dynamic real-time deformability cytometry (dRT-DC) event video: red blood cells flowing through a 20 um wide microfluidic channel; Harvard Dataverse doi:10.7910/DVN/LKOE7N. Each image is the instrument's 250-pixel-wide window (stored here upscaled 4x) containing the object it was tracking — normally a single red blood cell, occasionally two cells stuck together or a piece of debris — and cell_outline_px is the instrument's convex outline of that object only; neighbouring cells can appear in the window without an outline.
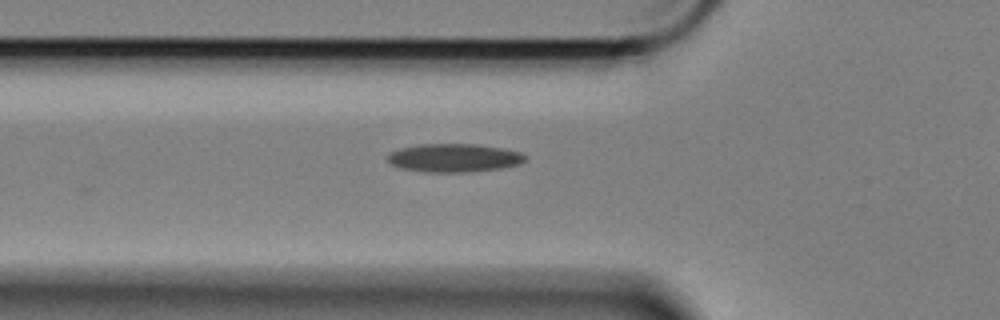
{"species": "Egyptian fruit bat (a non-hibernating species)", "species_latin": "Rousettus aegyptiacus", "temperature_condition": "cold", "stored_images_in_passage": 21, "camera_frame_rate_fps": 3000, "um_per_image_px": 0.085, "animal": {"sex": "female"}, "frame": {"image": 1, "passage_image": 2, "time_ms": 0.333, "image_size_px": [1000, 320], "cell_outline_px": [[524, 160], [520, 164], [500, 168], [464, 172], [424, 172], [400, 168], [392, 164], [388, 160], [388, 156], [392, 152], [400, 148], [420, 144], [476, 144], [504, 148], [520, 152], [524, 156]], "centroid_in_image_um": [38.58, 13.41], "position_along_channel_um": 87.2, "area_um2": 22.54}}
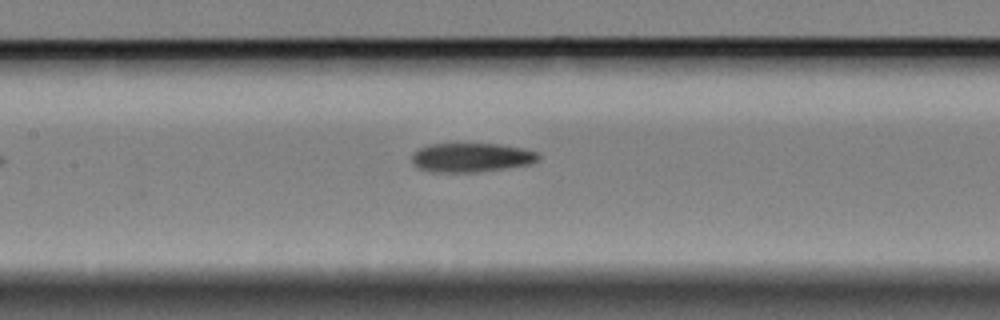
{"frame": {"image": 2, "passage_image": 9, "time_ms": 2.667, "image_size_px": [1000, 320], "cell_outline_px": [[540, 160], [528, 164], [504, 168], [476, 172], [432, 172], [416, 168], [412, 164], [412, 152], [428, 144], [496, 144], [524, 148], [536, 152], [540, 156]], "centroid_in_image_um": [40.01, 13.39], "position_along_channel_um": 167.4, "area_um2": 21.5}}
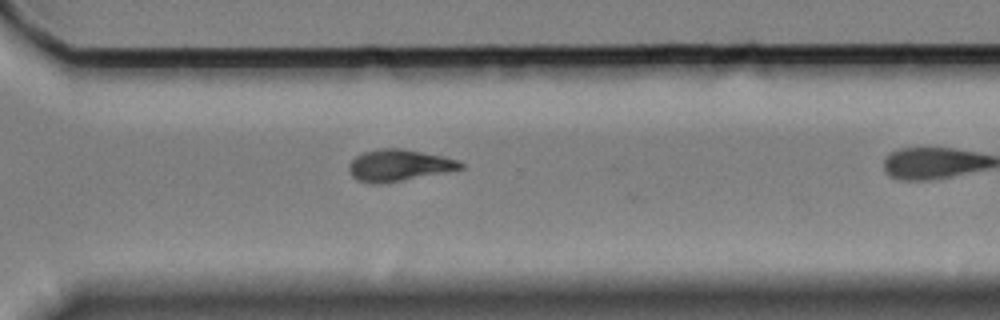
{"frame": {"image": 3, "passage_image": 20, "time_ms": 6.333, "image_size_px": [1000, 320], "cell_outline_px": [[464, 168], [380, 184], [372, 184], [356, 180], [348, 172], [348, 164], [356, 156], [364, 152], [380, 148], [400, 148], [444, 156], [456, 160], [464, 164]], "centroid_in_image_um": [33.84, 14.05], "position_along_channel_um": 336.8, "area_um2": 20.4}}